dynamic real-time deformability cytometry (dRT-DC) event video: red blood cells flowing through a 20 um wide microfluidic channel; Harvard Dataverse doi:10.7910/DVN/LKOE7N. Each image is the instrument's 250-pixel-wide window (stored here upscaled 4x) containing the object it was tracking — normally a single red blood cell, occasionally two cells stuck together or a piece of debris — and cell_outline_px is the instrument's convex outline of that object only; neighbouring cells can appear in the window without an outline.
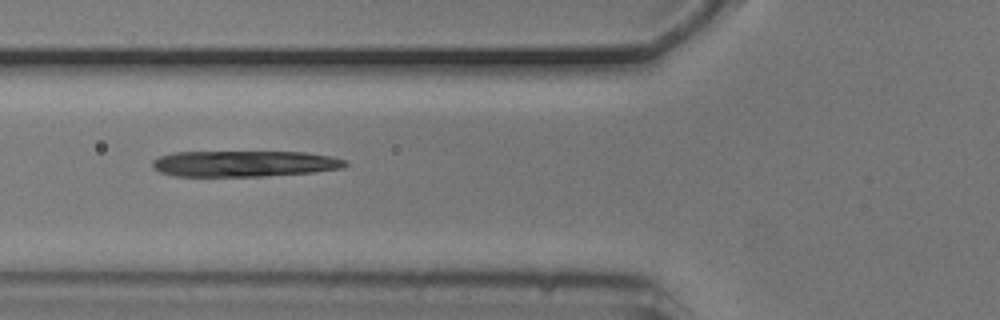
{"species": "common noctule bat (a hibernating species)", "species_latin": "Nyctalus noctula", "temperature_condition": "cold", "stored_images_in_passage": 7, "camera_frame_rate_fps": 3000, "um_per_image_px": 0.085, "animal": {"sex": "male", "body_mass_g": 20.5, "forearm_length_mm": 52.5}, "frame": {"image": 1, "passage_image": 5, "time_ms": 1.333, "image_size_px": [1000, 320], "cell_outline_px": [[348, 164], [344, 168], [316, 172], [264, 176], [176, 176], [160, 172], [152, 164], [152, 160], [160, 156], [172, 152], [304, 152], [332, 156], [344, 160]], "centroid_in_image_um": [20.8, 13.91], "position_along_channel_um": 105.0, "area_um2": 29.3}}
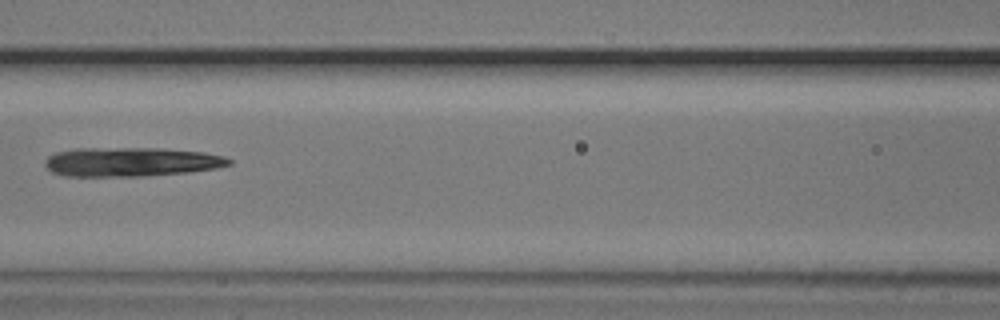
{"frame": {"image": 2, "passage_image": 6, "time_ms": 1.667, "image_size_px": [1000, 320], "cell_outline_px": [[232, 164], [216, 168], [188, 172], [140, 176], [64, 176], [52, 172], [44, 164], [44, 160], [48, 156], [56, 152], [72, 148], [160, 148], [204, 152], [224, 156], [232, 160]], "centroid_in_image_um": [11.12, 13.75], "position_along_channel_um": 155.5, "area_um2": 31.39}}